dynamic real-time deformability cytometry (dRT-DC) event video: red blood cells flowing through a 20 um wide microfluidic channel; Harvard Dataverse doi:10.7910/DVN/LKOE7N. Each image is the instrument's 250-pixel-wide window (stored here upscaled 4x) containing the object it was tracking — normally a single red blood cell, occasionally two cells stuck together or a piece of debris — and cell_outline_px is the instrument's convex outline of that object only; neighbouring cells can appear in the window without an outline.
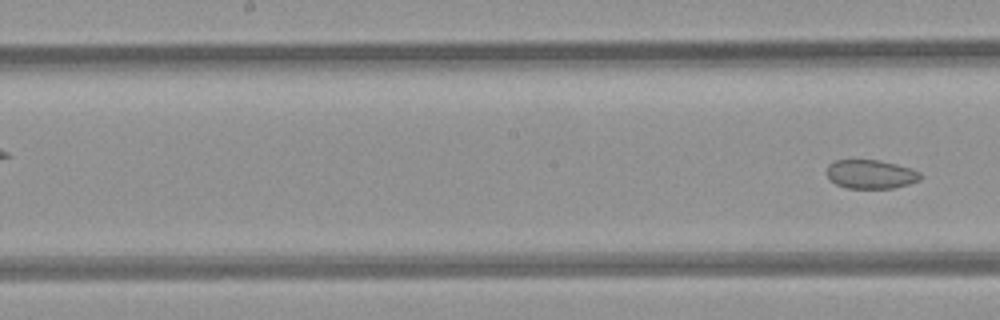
{"species": "common noctule bat (a hibernating species)", "species_latin": "Nyctalus noctula", "temperature_condition": "room temperature", "stored_images_in_passage": 5, "segment_of_instrument_passage": [2, 2], "camera_frame_rate_fps": 3000, "um_per_image_px": 0.085, "animal": {"sex": "female", "body_mass_g": 21.9}, "frame": {"image": 1, "passage_image": 5, "time_ms": 4.667, "image_size_px": [1000, 320], "cell_outline_px": [[920, 180], [908, 184], [892, 188], [844, 188], [836, 184], [828, 176], [828, 164], [832, 160], [880, 160], [912, 168], [920, 172]], "centroid_in_image_um": [74.01, 14.8], "position_along_channel_um": 174.2, "area_um2": 15.72}}